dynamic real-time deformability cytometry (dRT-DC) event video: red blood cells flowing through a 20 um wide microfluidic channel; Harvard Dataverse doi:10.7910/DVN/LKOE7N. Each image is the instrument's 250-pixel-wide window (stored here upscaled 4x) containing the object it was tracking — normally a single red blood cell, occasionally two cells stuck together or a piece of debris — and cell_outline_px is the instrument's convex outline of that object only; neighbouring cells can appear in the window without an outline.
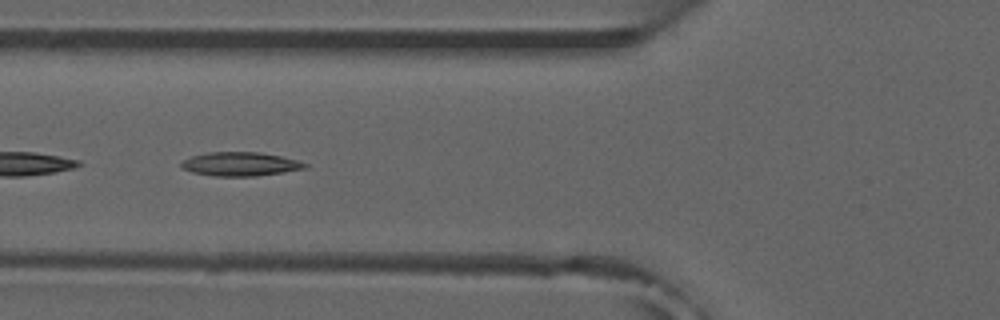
{"species": "common noctule bat (a hibernating species)", "species_latin": "Nyctalus noctula", "temperature_condition": "room temperature", "stored_images_in_passage": 19, "camera_frame_rate_fps": 3000, "um_per_image_px": 0.085, "animal": {"sex": "male", "forearm_length_mm": 52.5}, "frame": {"image": 1, "passage_image": 16, "time_ms": 5.0, "image_size_px": [1000, 320], "cell_outline_px": [[308, 168], [284, 172], [256, 176], [216, 176], [192, 172], [180, 168], [180, 164], [184, 160], [192, 156], [208, 152], [260, 152], [280, 156], [296, 160], [308, 164]], "centroid_in_image_um": [20.42, 13.94], "position_along_channel_um": 105.4, "area_um2": 17.17}}